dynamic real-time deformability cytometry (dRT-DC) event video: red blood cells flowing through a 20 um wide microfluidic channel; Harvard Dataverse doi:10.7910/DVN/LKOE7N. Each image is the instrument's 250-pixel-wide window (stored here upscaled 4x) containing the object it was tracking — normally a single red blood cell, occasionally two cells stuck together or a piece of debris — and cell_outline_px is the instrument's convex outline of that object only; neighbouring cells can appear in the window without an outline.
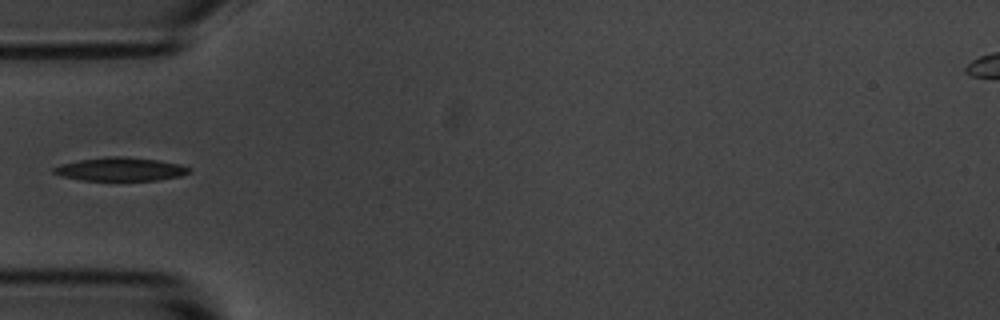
{"species": "common noctule bat (a hibernating species)", "species_latin": "Nyctalus noctula", "temperature_condition": "room temperature", "stored_images_in_passage": 34, "camera_frame_rate_fps": 3000, "um_per_image_px": 0.085, "animal": {"sex": "male", "body_mass_g": 20.1, "forearm_length_mm": 53.5}, "frame": {"image": 1, "passage_image": 1, "time_ms": 0.0, "image_size_px": [1000, 320], "cell_outline_px": [[192, 172], [180, 176], [156, 180], [80, 180], [60, 176], [52, 172], [52, 168], [64, 164], [80, 160], [112, 156], [120, 156], [156, 160], [180, 164], [192, 168]], "centroid_in_image_um": [10.26, 14.39], "position_along_channel_um": 74.7, "area_um2": 18.32}}
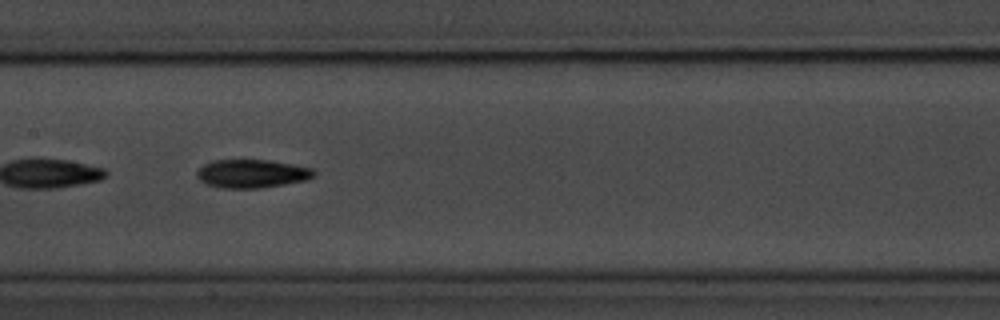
{"frame": {"image": 2, "passage_image": 10, "time_ms": 3.0, "image_size_px": [1000, 320], "cell_outline_px": [[316, 176], [304, 180], [284, 184], [260, 188], [220, 188], [204, 184], [196, 176], [196, 172], [204, 164], [212, 160], [268, 160], [292, 164], [312, 168], [316, 172]], "centroid_in_image_um": [21.38, 14.76], "position_along_channel_um": 186.0, "area_um2": 19.42}}